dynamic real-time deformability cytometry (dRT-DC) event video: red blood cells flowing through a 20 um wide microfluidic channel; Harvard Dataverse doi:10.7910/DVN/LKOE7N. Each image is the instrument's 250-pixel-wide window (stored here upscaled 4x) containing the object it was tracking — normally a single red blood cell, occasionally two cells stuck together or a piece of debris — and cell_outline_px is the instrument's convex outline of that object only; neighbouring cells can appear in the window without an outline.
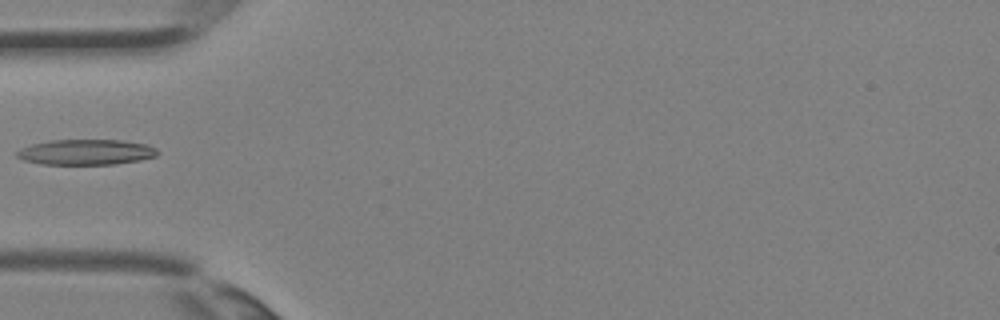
{"species": "Egyptian fruit bat (a non-hibernating species)", "species_latin": "Rousettus aegyptiacus", "temperature_condition": "room temperature", "stored_images_in_passage": 1, "camera_frame_rate_fps": 3000, "um_per_image_px": 0.085, "animal": {"sex": "female"}, "frame": {"image": 1, "passage_image": 1, "time_ms": 0.0, "image_size_px": [1000, 320], "cell_outline_px": [[160, 152], [156, 156], [140, 160], [116, 164], [40, 164], [24, 160], [16, 156], [16, 152], [20, 148], [32, 144], [52, 140], [120, 140], [144, 144], [156, 148]], "centroid_in_image_um": [7.3, 12.93], "position_along_channel_um": 77.7, "area_um2": 20.81}}